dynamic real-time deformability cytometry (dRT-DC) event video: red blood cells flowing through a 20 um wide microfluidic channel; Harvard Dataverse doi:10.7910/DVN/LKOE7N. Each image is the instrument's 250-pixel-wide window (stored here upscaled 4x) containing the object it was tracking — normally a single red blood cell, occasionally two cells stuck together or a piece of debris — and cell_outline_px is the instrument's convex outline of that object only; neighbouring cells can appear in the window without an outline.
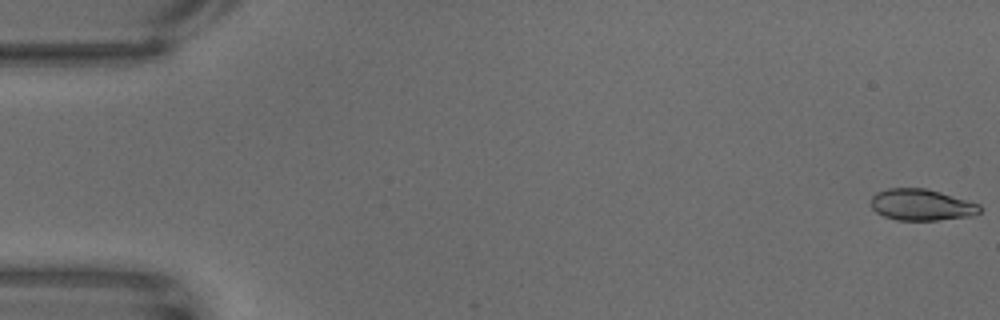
{"species": "common noctule bat (a hibernating species)", "species_latin": "Nyctalus noctula", "temperature_condition": "warm", "stored_images_in_passage": 64, "camera_frame_rate_fps": 3000, "um_per_image_px": 0.085, "animal": {"sex": "male", "body_mass_g": 18.8}, "frame": {"image": 1, "passage_image": 1, "time_ms": 0.0, "image_size_px": [1000, 320], "cell_outline_px": [[980, 212], [976, 216], [936, 220], [896, 220], [884, 216], [876, 212], [872, 208], [872, 196], [876, 192], [888, 188], [924, 188], [940, 192], [980, 204]], "centroid_in_image_um": [78.34, 17.41], "position_along_channel_um": 6.7, "area_um2": 19.94}}
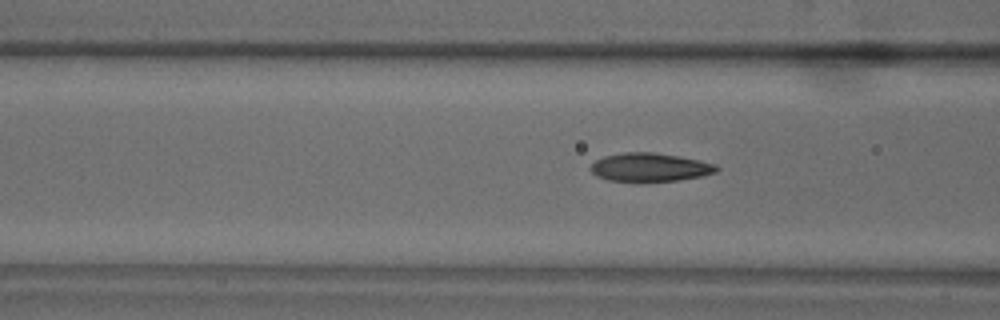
{"frame": {"image": 2, "passage_image": 25, "time_ms": 8.0, "image_size_px": [1000, 320], "cell_outline_px": [[720, 168], [716, 172], [704, 176], [676, 180], [608, 180], [596, 176], [588, 168], [596, 160], [604, 156], [624, 152], [652, 152], [680, 156], [700, 160], [716, 164]], "centroid_in_image_um": [55.26, 14.19], "position_along_channel_um": 111.3, "area_um2": 20.69}}
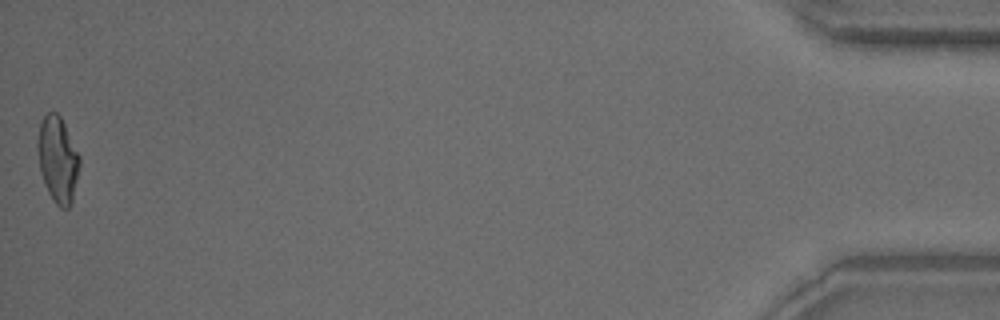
{"frame": {"image": 3, "passage_image": 64, "time_ms": 21.0, "image_size_px": [1000, 320], "cell_outline_px": [[80, 164], [72, 200], [68, 208], [60, 208], [52, 200], [44, 184], [40, 172], [36, 148], [36, 140], [40, 124], [44, 116], [48, 112], [56, 112], [60, 116], [80, 156]], "centroid_in_image_um": [4.88, 13.56], "position_along_channel_um": 430.3, "area_um2": 21.1}}